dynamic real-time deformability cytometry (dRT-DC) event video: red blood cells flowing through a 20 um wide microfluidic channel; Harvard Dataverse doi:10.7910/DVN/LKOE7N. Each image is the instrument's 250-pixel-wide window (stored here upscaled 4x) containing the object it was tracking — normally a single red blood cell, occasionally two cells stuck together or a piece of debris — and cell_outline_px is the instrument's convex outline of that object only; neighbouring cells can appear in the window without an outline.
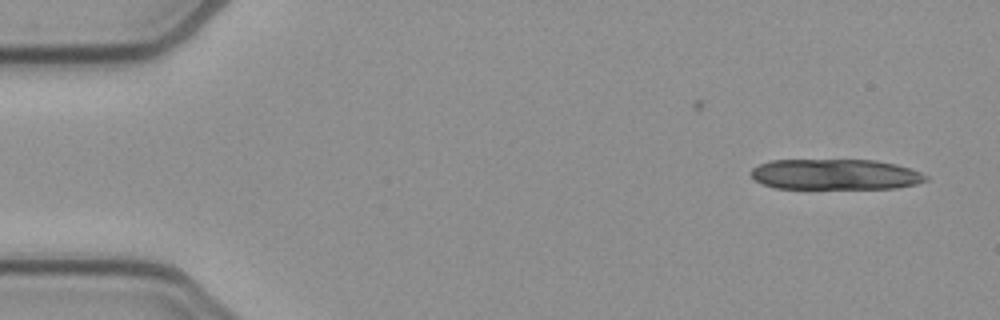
{"species": "common noctule bat (a hibernating species)", "species_latin": "Nyctalus noctula", "temperature_condition": "cold", "stored_images_in_passage": 13, "camera_frame_rate_fps": 3000, "um_per_image_px": 0.085, "animal": {"sex": "female", "body_mass_g": 21.9}, "frame": {"image": 1, "passage_image": 2, "time_ms": 0.333, "image_size_px": [1000, 320], "cell_outline_px": [[928, 180], [916, 184], [896, 188], [776, 188], [764, 184], [756, 180], [752, 176], [752, 168], [760, 164], [772, 160], [876, 160], [896, 164], [920, 172], [928, 176]], "centroid_in_image_um": [71.03, 14.82], "position_along_channel_um": 14.0, "area_um2": 30.98}}